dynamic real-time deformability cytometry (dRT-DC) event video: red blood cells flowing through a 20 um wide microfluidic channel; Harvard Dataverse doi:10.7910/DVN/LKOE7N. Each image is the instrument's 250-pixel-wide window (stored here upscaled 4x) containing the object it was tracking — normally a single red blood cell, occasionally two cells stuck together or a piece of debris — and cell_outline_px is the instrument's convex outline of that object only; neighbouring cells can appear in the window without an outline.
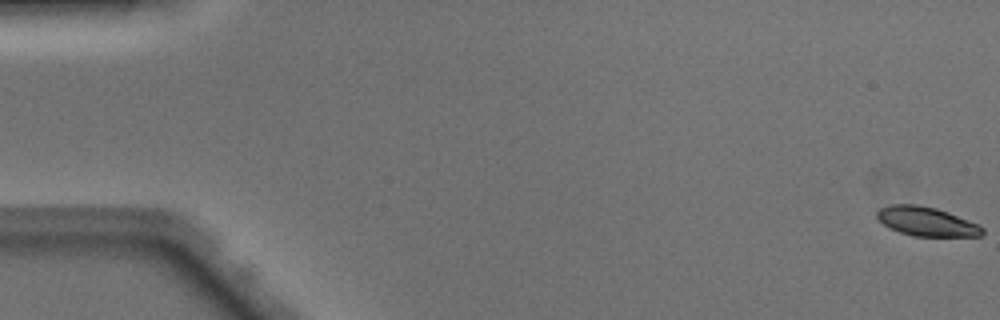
{"species": "Egyptian fruit bat (a non-hibernating species)", "species_latin": "Rousettus aegyptiacus", "temperature_condition": "warm", "stored_images_in_passage": 50, "camera_frame_rate_fps": 3000, "um_per_image_px": 0.085, "animal": {"sex": "male"}, "frame": {"image": 1, "passage_image": 1, "time_ms": 0.0, "image_size_px": [1000, 320], "cell_outline_px": [[984, 232], [980, 236], [912, 236], [888, 228], [876, 216], [876, 212], [880, 208], [892, 204], [916, 204], [936, 208], [948, 212], [980, 224], [984, 228]], "centroid_in_image_um": [78.77, 18.82], "position_along_channel_um": 6.2, "area_um2": 17.98}}
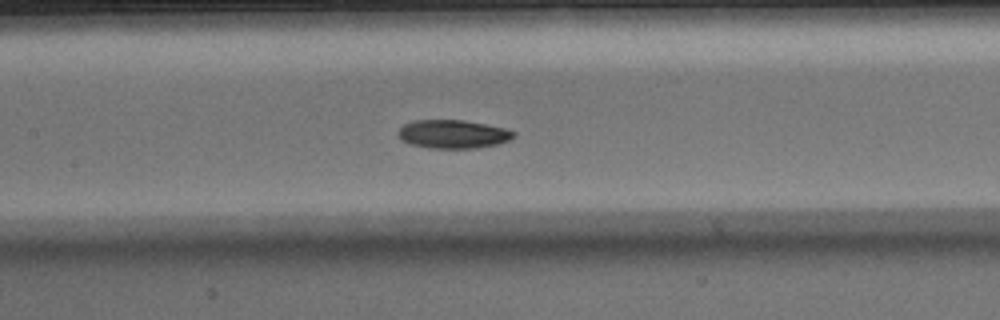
{"frame": {"image": 2, "passage_image": 24, "time_ms": 7.667, "image_size_px": [1000, 320], "cell_outline_px": [[516, 136], [508, 140], [496, 144], [476, 148], [428, 148], [408, 144], [400, 140], [396, 136], [396, 132], [404, 124], [412, 120], [464, 120], [504, 128], [516, 132]], "centroid_in_image_um": [38.43, 11.4], "position_along_channel_um": 169.0, "area_um2": 19.36}}
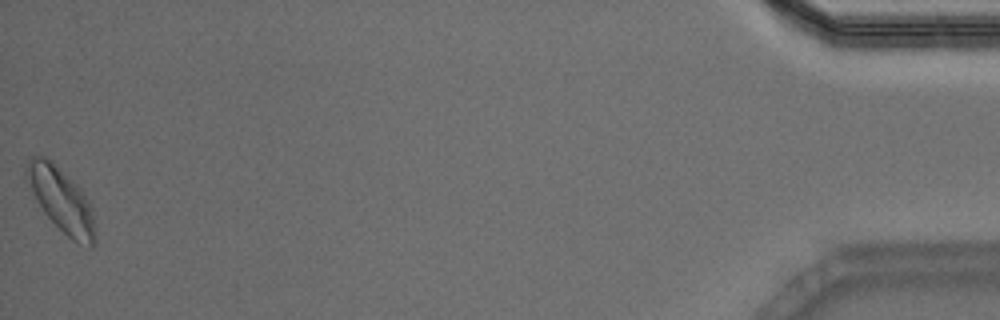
{"frame": {"image": 3, "passage_image": 50, "time_ms": 16.333, "image_size_px": [1000, 320], "cell_outline_px": [[96, 244], [92, 248], [88, 248], [72, 240], [44, 212], [36, 200], [24, 180], [24, 168], [28, 160], [32, 156], [44, 156], [76, 184], [80, 188], [88, 200], [92, 208], [96, 240]], "centroid_in_image_um": [5.2, 17.01], "position_along_channel_um": 430.0, "area_um2": 25.49}, "authors_computed_cell_mechanics": {"area_um2": 19.3919, "velocity_mm_per_s": 4.1166, "shape_relaxation_time_tau1_ms": 3.3337, "shape_relaxation_time_tau2_ms": null, "deformation_change_tau1": 0.1055, "deformation_change_tau2": null}}